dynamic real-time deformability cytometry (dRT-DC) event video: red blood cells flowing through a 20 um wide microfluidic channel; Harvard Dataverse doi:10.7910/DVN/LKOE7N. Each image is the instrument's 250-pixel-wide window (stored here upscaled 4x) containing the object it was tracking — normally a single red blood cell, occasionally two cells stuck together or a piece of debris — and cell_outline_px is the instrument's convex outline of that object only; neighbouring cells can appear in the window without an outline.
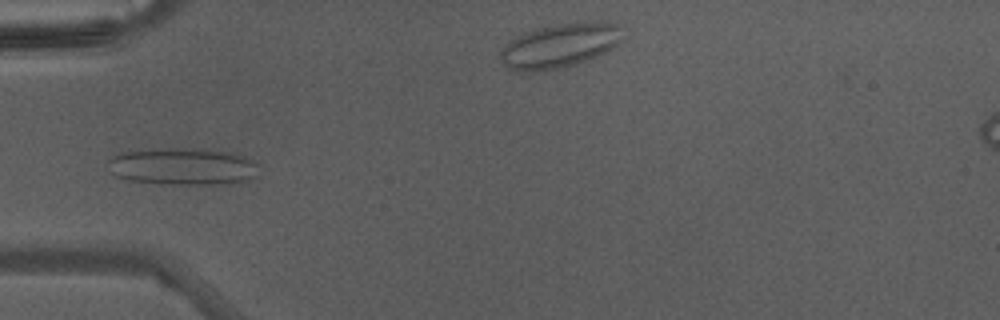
{"species": "Egyptian fruit bat (a non-hibernating species)", "species_latin": "Rousettus aegyptiacus", "temperature_condition": "warm", "stored_images_in_passage": 46, "camera_frame_rate_fps": 3000, "um_per_image_px": 0.085, "animal": {"sex": "male"}, "frame": {"image": 1, "passage_image": 15, "time_ms": 4.667, "image_size_px": [1000, 320], "cell_outline_px": [[256, 176], [248, 180], [232, 184], [160, 184], [128, 180], [116, 176], [108, 172], [108, 160], [112, 156], [120, 152], [164, 148], [212, 148], [232, 152], [252, 160], [256, 164]], "centroid_in_image_um": [15.51, 14.14], "position_along_channel_um": 69.5, "area_um2": 33.23}}
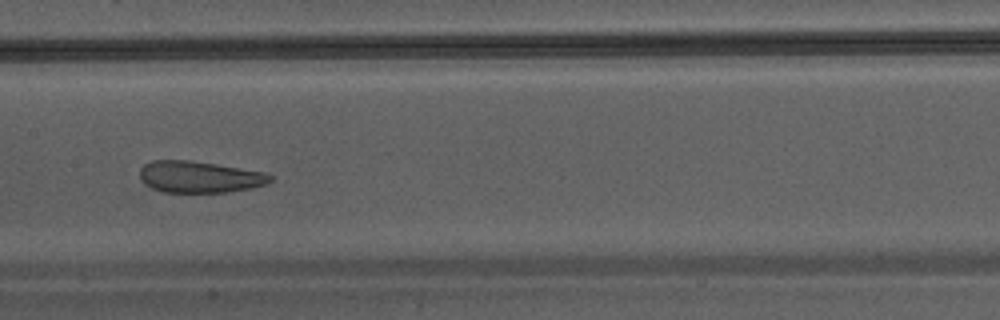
{"frame": {"image": 2, "passage_image": 23, "time_ms": 7.333, "image_size_px": [1000, 320], "cell_outline_px": [[276, 176], [268, 184], [252, 188], [228, 192], [164, 192], [152, 188], [144, 184], [140, 180], [140, 168], [144, 164], [152, 160], [188, 160], [216, 164], [268, 172]], "centroid_in_image_um": [17.01, 15.03], "position_along_channel_um": 190.4, "area_um2": 24.39}}
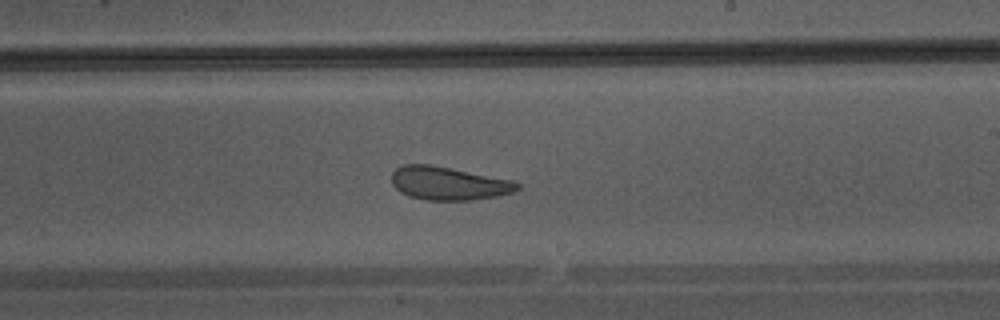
{"frame": {"image": 3, "passage_image": 27, "time_ms": 8.667, "image_size_px": [1000, 320], "cell_outline_px": [[520, 188], [512, 192], [496, 196], [468, 200], [424, 200], [408, 196], [400, 192], [392, 184], [392, 172], [396, 168], [404, 164], [428, 164], [512, 180], [520, 184]], "centroid_in_image_um": [38.08, 15.59], "position_along_channel_um": 250.9, "area_um2": 24.16}}